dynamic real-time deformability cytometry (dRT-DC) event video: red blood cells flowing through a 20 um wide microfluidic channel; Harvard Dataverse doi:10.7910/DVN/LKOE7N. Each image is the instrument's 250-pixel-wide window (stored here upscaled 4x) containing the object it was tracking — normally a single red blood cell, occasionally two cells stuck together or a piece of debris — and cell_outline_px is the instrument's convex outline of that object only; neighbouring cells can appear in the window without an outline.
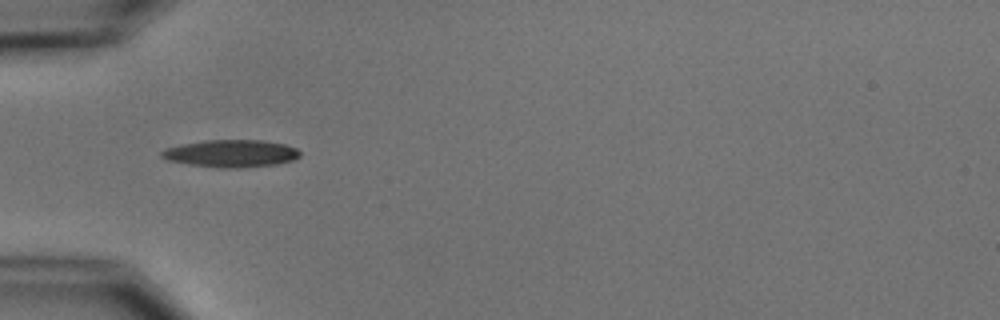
{"species": "common noctule bat (a hibernating species)", "species_latin": "Nyctalus noctula", "temperature_condition": "cold", "stored_images_in_passage": 8, "camera_frame_rate_fps": 3000, "um_per_image_px": 0.085, "animal": {"sex": "male", "body_mass_g": 15.6}, "frame": {"image": 1, "passage_image": 4, "time_ms": 4.667, "image_size_px": [1000, 320], "cell_outline_px": [[300, 156], [292, 160], [276, 164], [244, 168], [220, 168], [188, 164], [168, 160], [160, 156], [160, 152], [164, 148], [204, 140], [260, 140], [284, 144], [296, 148], [300, 152]], "centroid_in_image_um": [19.63, 13.05], "position_along_channel_um": 65.4, "area_um2": 22.08}}
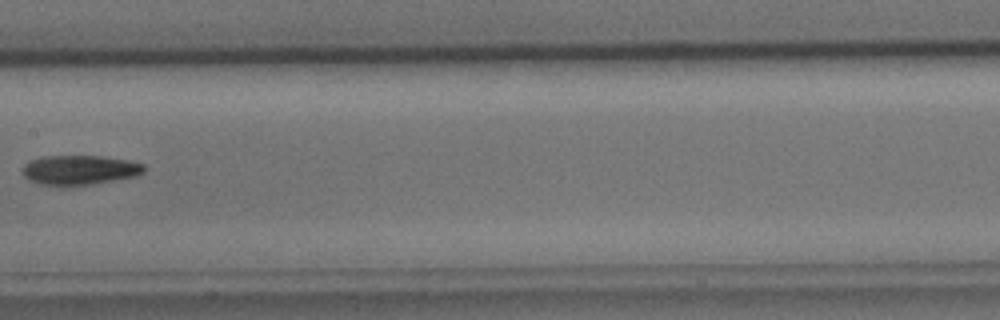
{"frame": {"image": 2, "passage_image": 7, "time_ms": 8.333, "image_size_px": [1000, 320], "cell_outline_px": [[144, 172], [136, 176], [88, 184], [60, 188], [40, 184], [24, 176], [24, 164], [40, 156], [100, 156], [128, 160], [144, 164]], "centroid_in_image_um": [6.75, 14.46], "position_along_channel_um": 200.7, "area_um2": 20.98}}
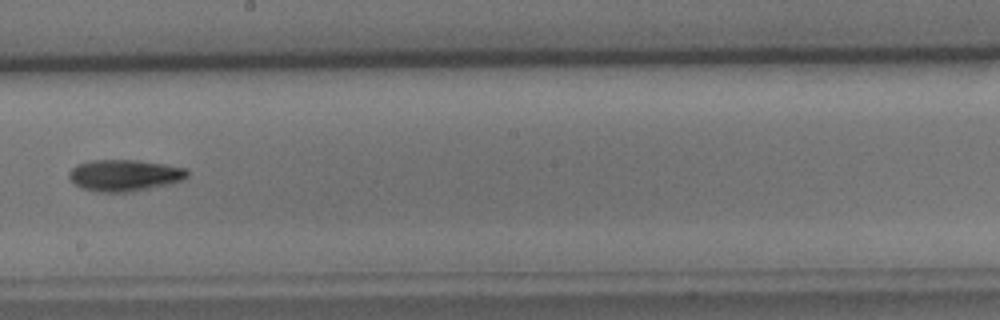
{"frame": {"image": 3, "passage_image": 8, "time_ms": 9.333, "image_size_px": [1000, 320], "cell_outline_px": [[188, 176], [172, 184], [132, 192], [96, 192], [80, 188], [68, 176], [68, 172], [76, 164], [92, 160], [140, 160], [164, 164], [184, 168], [188, 172]], "centroid_in_image_um": [10.56, 14.91], "position_along_channel_um": 237.6, "area_um2": 21.91}}